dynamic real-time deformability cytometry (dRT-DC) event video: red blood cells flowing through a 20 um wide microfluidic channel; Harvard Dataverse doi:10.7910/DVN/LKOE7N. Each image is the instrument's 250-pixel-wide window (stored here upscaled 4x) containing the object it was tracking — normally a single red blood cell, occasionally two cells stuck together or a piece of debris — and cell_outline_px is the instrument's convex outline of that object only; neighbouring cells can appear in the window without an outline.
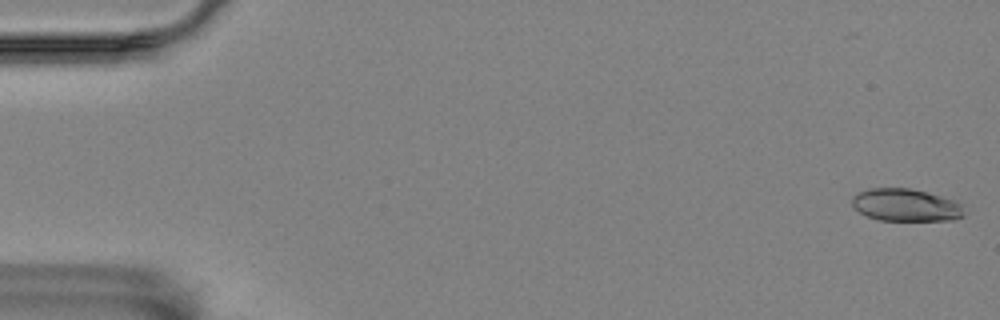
{"species": "Egyptian fruit bat (a non-hibernating species)", "species_latin": "Rousettus aegyptiacus", "temperature_condition": "room temperature", "stored_images_in_passage": 28, "camera_frame_rate_fps": 3000, "um_per_image_px": 0.085, "animal": {"sex": "female"}, "frame": {"image": 1, "passage_image": 1, "time_ms": 0.0, "image_size_px": [1000, 320], "cell_outline_px": [[964, 216], [956, 220], [880, 220], [868, 216], [852, 208], [852, 196], [868, 188], [908, 188], [940, 196], [952, 200], [960, 204]], "centroid_in_image_um": [76.95, 17.43], "position_along_channel_um": 8.1, "area_um2": 20.98}}
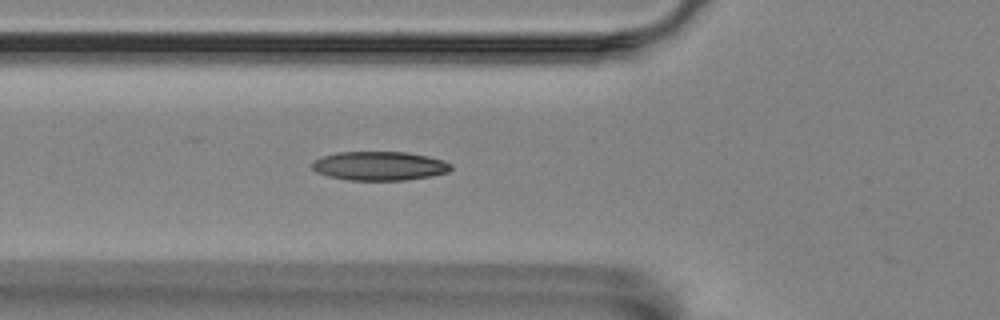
{"frame": {"image": 2, "passage_image": 20, "time_ms": 6.333, "image_size_px": [1000, 320], "cell_outline_px": [[452, 168], [448, 172], [432, 176], [404, 180], [348, 180], [328, 176], [316, 172], [312, 168], [312, 164], [316, 160], [324, 156], [336, 152], [408, 152], [428, 156], [444, 160], [452, 164]], "centroid_in_image_um": [32.29, 14.1], "position_along_channel_um": 93.5, "area_um2": 23.47}}
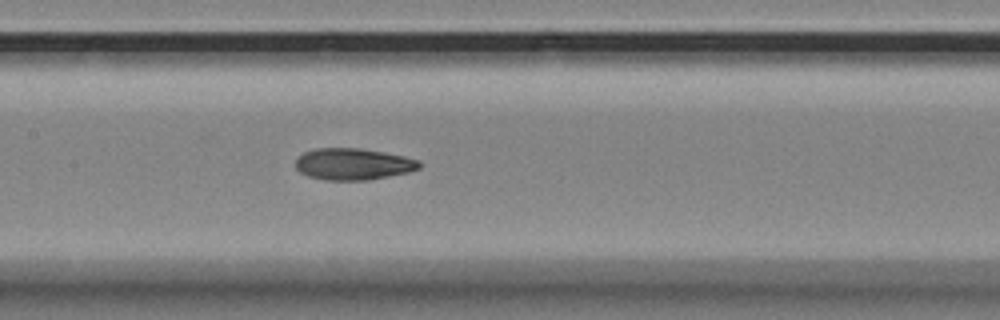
{"frame": {"image": 3, "passage_image": 27, "time_ms": 8.667, "image_size_px": [1000, 320], "cell_outline_px": [[420, 168], [408, 172], [368, 180], [324, 180], [308, 176], [300, 172], [296, 168], [296, 156], [304, 152], [316, 148], [360, 148], [384, 152], [404, 156], [420, 160]], "centroid_in_image_um": [29.99, 13.94], "position_along_channel_um": 177.4, "area_um2": 22.89}}